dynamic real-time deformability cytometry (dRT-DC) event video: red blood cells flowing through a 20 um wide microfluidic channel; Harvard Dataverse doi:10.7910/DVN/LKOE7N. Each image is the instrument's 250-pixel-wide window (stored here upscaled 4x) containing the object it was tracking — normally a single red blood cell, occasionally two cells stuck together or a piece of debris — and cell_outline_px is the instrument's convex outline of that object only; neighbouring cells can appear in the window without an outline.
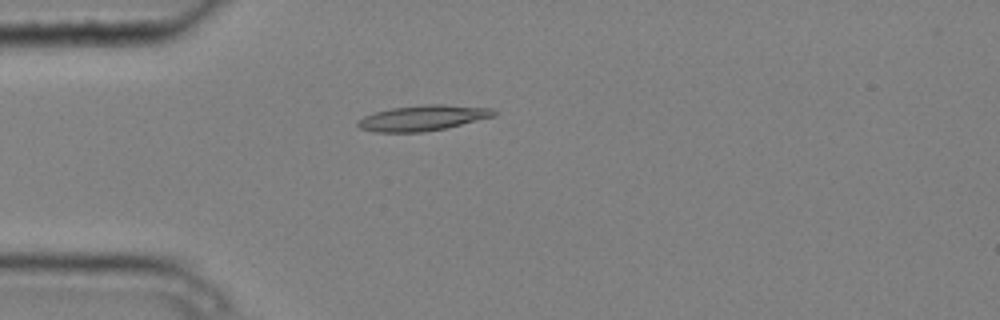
{"species": "common noctule bat (a hibernating species)", "species_latin": "Nyctalus noctula", "temperature_condition": "cold", "stored_images_in_passage": 6, "camera_frame_rate_fps": 3000, "um_per_image_px": 0.085, "animal": {"sex": "male", "body_mass_g": 20.4}, "frame": {"image": 1, "passage_image": 5, "time_ms": 1.333, "image_size_px": [1000, 320], "cell_outline_px": [[496, 116], [448, 128], [424, 132], [376, 132], [360, 128], [356, 124], [364, 116], [376, 112], [392, 108], [428, 104], [444, 104], [492, 108], [496, 112]], "centroid_in_image_um": [36.0, 10.03], "position_along_channel_um": 49.0, "area_um2": 20.23}}